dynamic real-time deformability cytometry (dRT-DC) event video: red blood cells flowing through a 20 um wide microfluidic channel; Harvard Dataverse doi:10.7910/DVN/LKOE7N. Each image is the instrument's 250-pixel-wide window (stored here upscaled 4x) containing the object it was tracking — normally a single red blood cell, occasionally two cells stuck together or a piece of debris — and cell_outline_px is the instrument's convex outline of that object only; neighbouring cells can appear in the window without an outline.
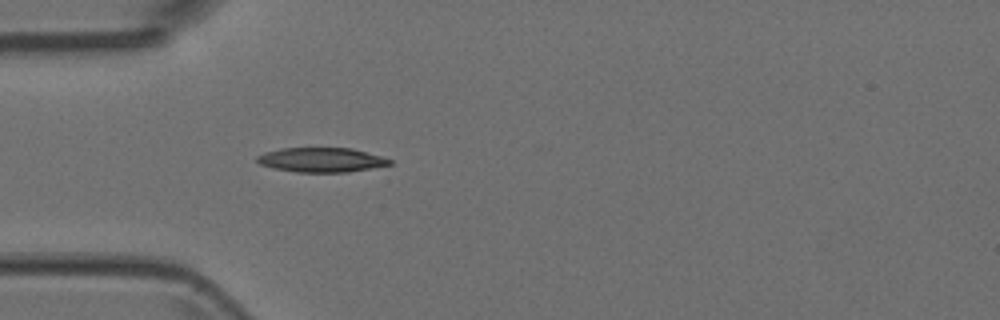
{"species": "Egyptian fruit bat (a non-hibernating species)", "species_latin": "Rousettus aegyptiacus", "temperature_condition": "room temperature", "stored_images_in_passage": 1, "camera_frame_rate_fps": 3000, "um_per_image_px": 0.085, "animal": {"sex": "female"}, "frame": {"image": 1, "passage_image": 1, "time_ms": 0.0, "image_size_px": [1000, 320], "cell_outline_px": [[392, 164], [348, 172], [296, 172], [276, 168], [260, 164], [256, 160], [256, 156], [264, 152], [280, 148], [352, 148], [380, 156], [392, 160]], "centroid_in_image_um": [27.29, 13.58], "position_along_channel_um": 57.7, "area_um2": 18.79}}